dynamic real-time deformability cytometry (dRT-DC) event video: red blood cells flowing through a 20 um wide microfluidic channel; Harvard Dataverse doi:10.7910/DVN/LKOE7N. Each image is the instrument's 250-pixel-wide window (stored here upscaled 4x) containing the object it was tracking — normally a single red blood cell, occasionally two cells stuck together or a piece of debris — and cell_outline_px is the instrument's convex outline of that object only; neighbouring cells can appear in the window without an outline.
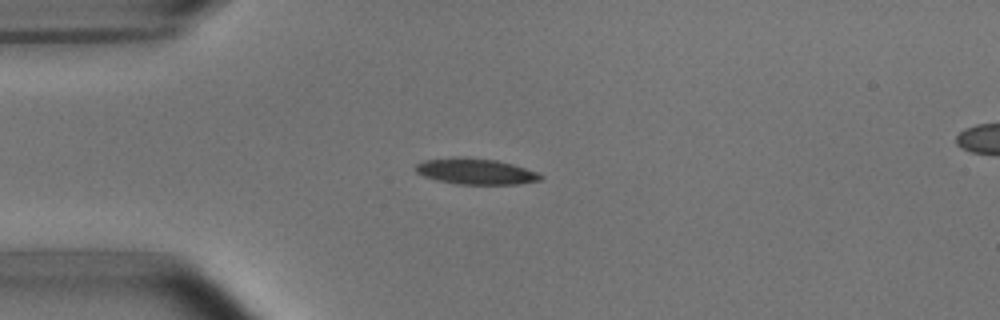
{"species": "common noctule bat (a hibernating species)", "species_latin": "Nyctalus noctula", "temperature_condition": "room temperature", "stored_images_in_passage": 5, "camera_frame_rate_fps": 3000, "um_per_image_px": 0.085, "animal": {"sex": "male", "body_mass_g": 15.6}, "frame": {"image": 1, "passage_image": 3, "time_ms": 2.333, "image_size_px": [1000, 320], "cell_outline_px": [[544, 176], [540, 180], [520, 184], [456, 184], [436, 180], [424, 176], [416, 172], [416, 164], [424, 160], [496, 160], [512, 164], [536, 172]], "centroid_in_image_um": [40.49, 14.63], "position_along_channel_um": 44.5, "area_um2": 17.8}}